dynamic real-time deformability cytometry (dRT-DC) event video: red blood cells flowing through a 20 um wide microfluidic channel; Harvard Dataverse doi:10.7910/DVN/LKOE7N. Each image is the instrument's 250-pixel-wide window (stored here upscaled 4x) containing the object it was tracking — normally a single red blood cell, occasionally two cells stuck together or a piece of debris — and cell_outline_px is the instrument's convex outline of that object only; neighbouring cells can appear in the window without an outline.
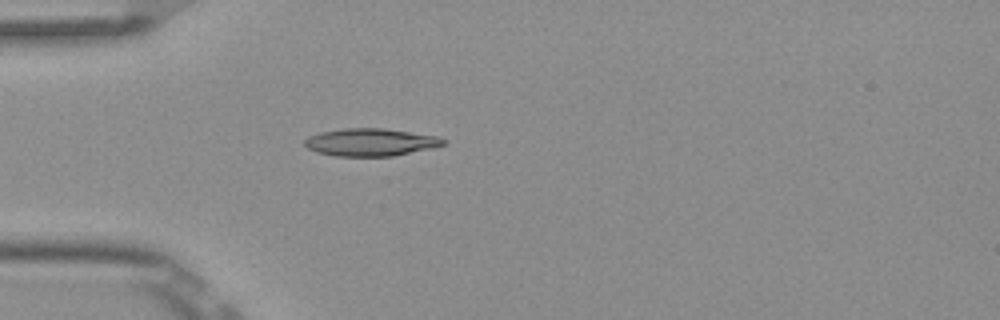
{"species": "Egyptian fruit bat (a non-hibernating species)", "species_latin": "Rousettus aegyptiacus", "temperature_condition": "room temperature", "stored_images_in_passage": 4, "camera_frame_rate_fps": 3000, "um_per_image_px": 0.085, "frame": {"image": 1, "passage_image": 4, "time_ms": 1.0, "image_size_px": [1000, 320], "cell_outline_px": [[448, 144], [432, 148], [392, 156], [336, 156], [316, 152], [308, 148], [304, 144], [304, 140], [308, 136], [320, 132], [344, 128], [384, 128], [436, 136], [448, 140]], "centroid_in_image_um": [31.51, 12.09], "position_along_channel_um": 53.5, "area_um2": 22.37}}